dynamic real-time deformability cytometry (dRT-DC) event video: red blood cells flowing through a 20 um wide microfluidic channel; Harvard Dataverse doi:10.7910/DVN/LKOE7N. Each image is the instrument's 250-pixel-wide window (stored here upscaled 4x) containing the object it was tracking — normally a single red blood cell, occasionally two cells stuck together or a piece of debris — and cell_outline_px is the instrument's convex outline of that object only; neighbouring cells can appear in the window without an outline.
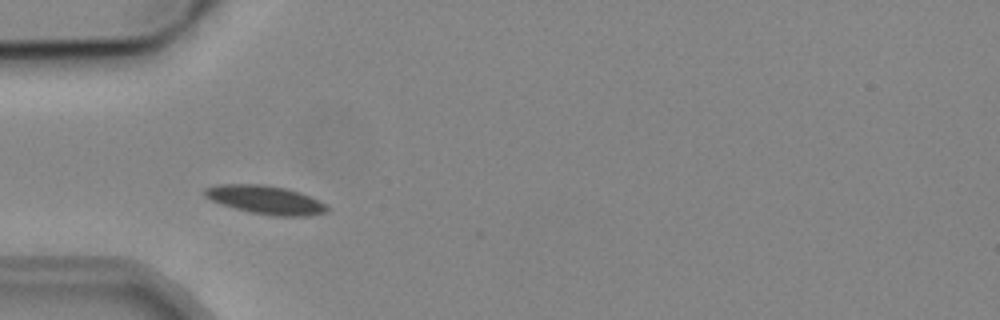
{"species": "common noctule bat (a hibernating species)", "species_latin": "Nyctalus noctula", "temperature_condition": "cold", "stored_images_in_passage": 4, "camera_frame_rate_fps": 3000, "um_per_image_px": 0.085, "animal": {"sex": "male", "body_mass_g": 19.2, "forearm_length_mm": 51.8}, "frame": {"image": 1, "passage_image": 2, "time_ms": 1.0, "image_size_px": [1000, 320], "cell_outline_px": [[328, 212], [308, 216], [272, 216], [252, 212], [236, 208], [212, 200], [204, 196], [204, 188], [220, 184], [264, 184], [288, 188], [300, 192], [320, 200], [328, 208]], "centroid_in_image_um": [22.61, 16.97], "position_along_channel_um": 62.4, "area_um2": 20.29}}
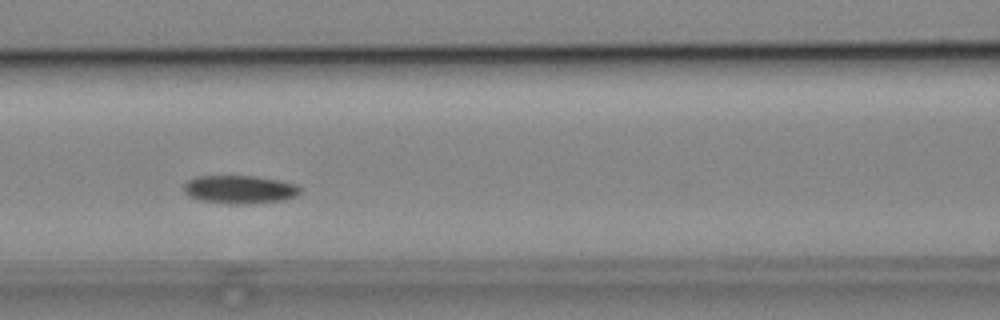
{"frame": {"image": 2, "passage_image": 4, "time_ms": 3.333, "image_size_px": [1000, 320], "cell_outline_px": [[300, 192], [296, 196], [284, 200], [240, 204], [228, 204], [196, 200], [188, 196], [184, 192], [184, 184], [188, 180], [196, 176], [256, 176], [296, 184], [300, 188]], "centroid_in_image_um": [20.32, 16.11], "position_along_channel_um": 146.3, "area_um2": 19.19}}